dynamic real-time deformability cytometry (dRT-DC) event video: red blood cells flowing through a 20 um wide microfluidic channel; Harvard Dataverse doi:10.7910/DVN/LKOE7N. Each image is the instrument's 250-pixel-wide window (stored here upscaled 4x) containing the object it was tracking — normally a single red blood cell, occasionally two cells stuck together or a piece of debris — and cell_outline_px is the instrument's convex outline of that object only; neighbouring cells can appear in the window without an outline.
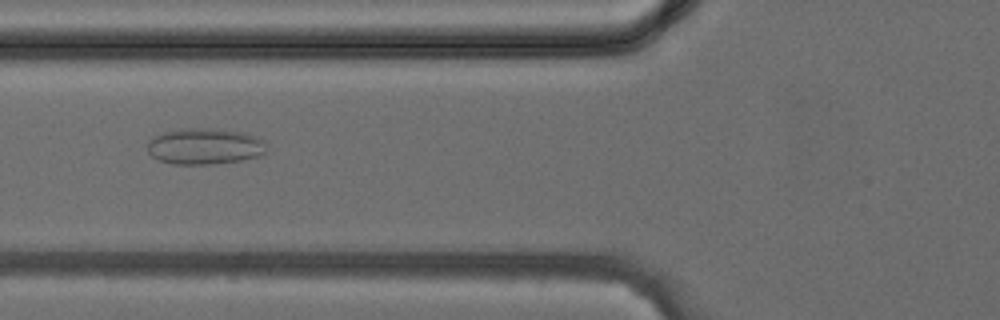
{"species": "common noctule bat (a hibernating species)", "species_latin": "Nyctalus noctula", "temperature_condition": "cold", "stored_images_in_passage": 39, "camera_frame_rate_fps": 3000, "um_per_image_px": 0.085, "animal": {"sex": "female", "body_mass_g": 24.6, "forearm_length_mm": 56.2}, "frame": {"image": 1, "passage_image": 15, "time_ms": 4.667, "image_size_px": [1000, 320], "cell_outline_px": [[264, 156], [240, 160], [212, 164], [172, 164], [160, 160], [152, 156], [148, 152], [148, 140], [152, 136], [164, 132], [180, 128], [204, 128], [244, 132], [256, 136], [264, 140]], "centroid_in_image_um": [17.38, 12.43], "position_along_channel_um": 108.4, "area_um2": 25.2}}
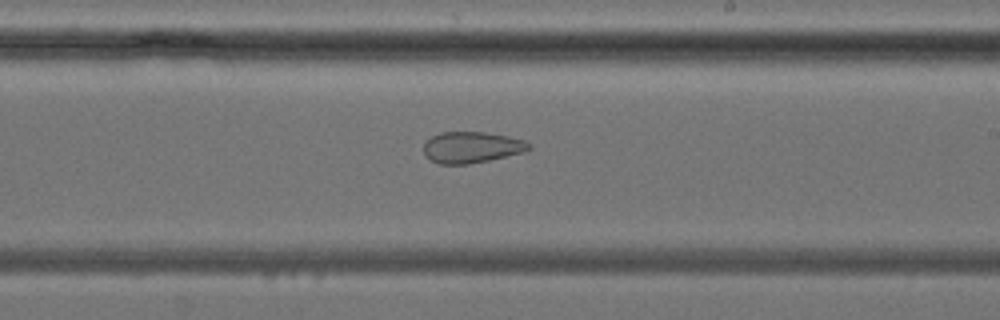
{"frame": {"image": 2, "passage_image": 23, "time_ms": 7.333, "image_size_px": [1000, 320], "cell_outline_px": [[532, 148], [524, 152], [488, 160], [468, 164], [440, 164], [424, 156], [424, 144], [432, 136], [440, 132], [484, 132], [508, 136], [524, 140], [532, 144]], "centroid_in_image_um": [40.1, 12.52], "position_along_channel_um": 248.9, "area_um2": 19.13}}
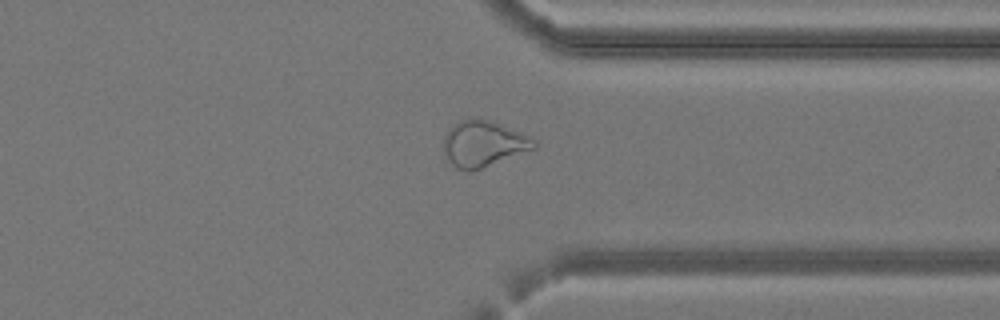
{"frame": {"image": 3, "passage_image": 30, "time_ms": 9.667, "image_size_px": [1000, 320], "cell_outline_px": [[536, 148], [480, 168], [468, 172], [456, 168], [444, 156], [444, 136], [448, 128], [460, 120], [480, 116], [492, 120], [532, 136], [536, 140]], "centroid_in_image_um": [41.09, 12.17], "position_along_channel_um": 370.3, "area_um2": 24.62}}